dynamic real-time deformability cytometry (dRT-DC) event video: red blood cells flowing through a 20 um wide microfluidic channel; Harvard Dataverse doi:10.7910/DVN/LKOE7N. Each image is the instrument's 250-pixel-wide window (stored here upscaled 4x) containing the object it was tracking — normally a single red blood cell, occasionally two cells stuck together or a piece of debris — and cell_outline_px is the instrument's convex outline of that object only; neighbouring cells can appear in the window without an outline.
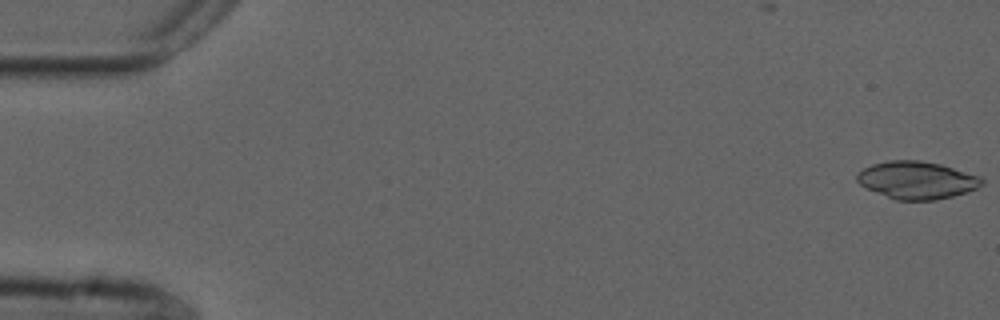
{"species": "common noctule bat (a hibernating species)", "species_latin": "Nyctalus noctula", "temperature_condition": "cold", "stored_images_in_passage": 5, "camera_frame_rate_fps": 3000, "um_per_image_px": 0.085, "animal": {"sex": "male", "forearm_length_mm": 52.5}, "frame": {"image": 1, "passage_image": 1, "time_ms": 0.0, "image_size_px": [1000, 320], "cell_outline_px": [[984, 184], [976, 188], [952, 196], [936, 200], [896, 200], [868, 188], [860, 184], [856, 180], [856, 176], [864, 168], [872, 164], [888, 160], [920, 160], [940, 164], [980, 176], [984, 180]], "centroid_in_image_um": [77.94, 15.3], "position_along_channel_um": 7.1, "area_um2": 27.05}}